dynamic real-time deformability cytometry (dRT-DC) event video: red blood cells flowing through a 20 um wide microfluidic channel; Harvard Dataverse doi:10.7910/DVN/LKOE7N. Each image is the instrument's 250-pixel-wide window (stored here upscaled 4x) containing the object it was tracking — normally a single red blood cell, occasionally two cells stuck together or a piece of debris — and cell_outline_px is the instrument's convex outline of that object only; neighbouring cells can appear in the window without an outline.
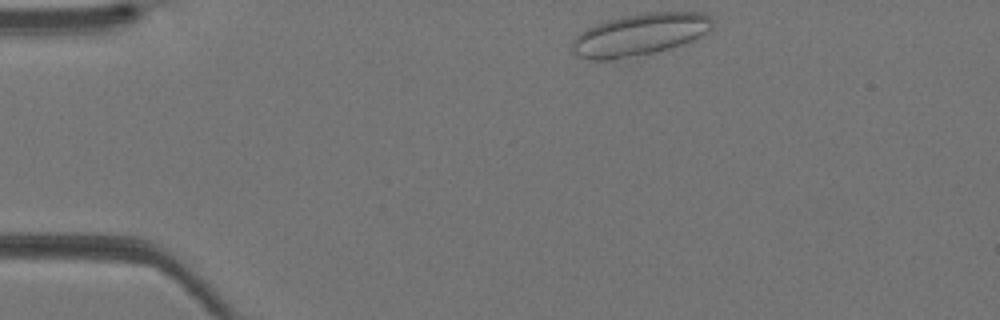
{"species": "Egyptian fruit bat (a non-hibernating species)", "species_latin": "Rousettus aegyptiacus", "temperature_condition": "warm", "stored_images_in_passage": 34, "camera_frame_rate_fps": 3000, "um_per_image_px": 0.085, "animal": {"sex": "female"}, "frame": {"image": 1, "passage_image": 1, "time_ms": 0.0, "image_size_px": [1000, 320], "cell_outline_px": [[712, 28], [700, 36], [692, 40], [668, 48], [652, 52], [612, 60], [592, 60], [576, 56], [572, 52], [572, 40], [580, 32], [596, 24], [608, 20], [624, 16], [652, 12], [704, 12], [712, 20]], "centroid_in_image_um": [54.34, 2.94], "position_along_channel_um": 30.7, "area_um2": 33.93}}
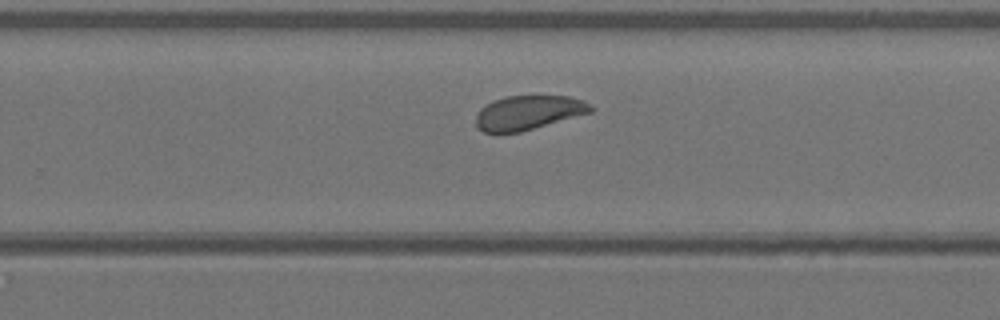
{"frame": {"image": 2, "passage_image": 20, "time_ms": 6.333, "image_size_px": [1000, 320], "cell_outline_px": [[592, 112], [520, 132], [484, 132], [476, 128], [476, 116], [480, 108], [492, 100], [508, 96], [568, 96], [584, 100], [592, 108]], "centroid_in_image_um": [44.88, 9.57], "position_along_channel_um": 284.9, "area_um2": 22.77}}
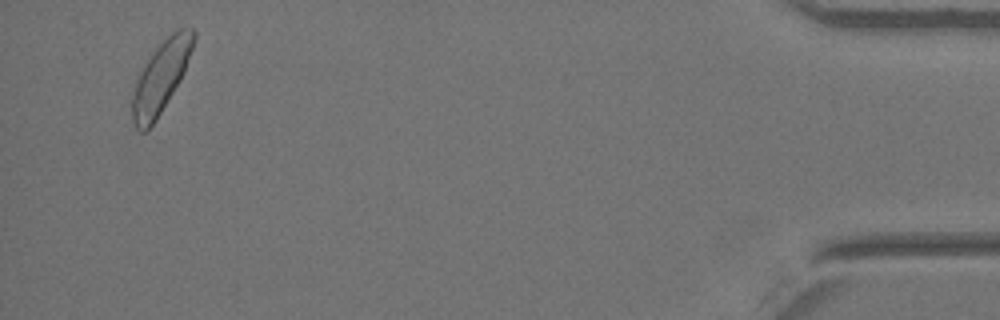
{"frame": {"image": 3, "passage_image": 33, "time_ms": 10.667, "image_size_px": [1000, 320], "cell_outline_px": [[196, 36], [184, 72], [180, 80], [156, 120], [144, 132], [140, 132], [136, 128], [132, 120], [128, 100], [136, 76], [144, 64], [156, 48], [176, 28], [192, 28], [196, 32]], "centroid_in_image_um": [13.6, 6.59], "position_along_channel_um": 421.6, "area_um2": 25.89}}